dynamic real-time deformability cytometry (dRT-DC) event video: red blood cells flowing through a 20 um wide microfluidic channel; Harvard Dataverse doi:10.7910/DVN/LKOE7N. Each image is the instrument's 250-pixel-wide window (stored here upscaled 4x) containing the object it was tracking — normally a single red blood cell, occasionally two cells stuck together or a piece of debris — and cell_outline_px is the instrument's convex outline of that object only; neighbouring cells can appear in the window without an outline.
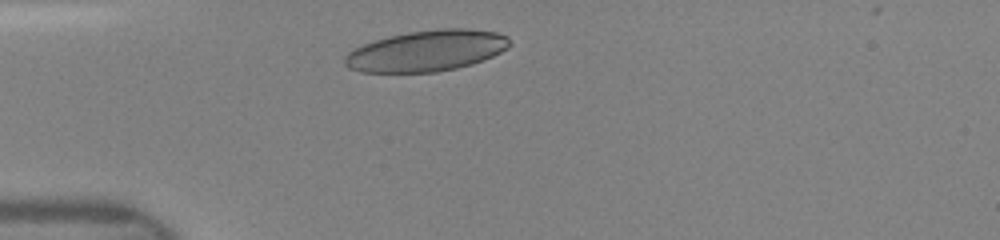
{"species": "human", "species_latin": "Homo sapiens", "temperature_condition": "room temperature", "stored_images_in_passage": 5, "camera_frame_rate_fps": 3000, "um_per_image_px": 0.085, "donor": {"sex": "female"}, "frame": {"image": 1, "passage_image": 3, "time_ms": 0.667, "image_size_px": [1000, 240], "cell_outline_px": [[512, 44], [508, 48], [492, 56], [472, 64], [456, 68], [436, 72], [360, 72], [348, 68], [344, 64], [344, 56], [348, 52], [364, 44], [388, 36], [408, 32], [440, 28], [468, 28], [496, 32], [508, 36]], "centroid_in_image_um": [36.28, 4.31], "position_along_channel_um": 48.7, "area_um2": 39.54}}